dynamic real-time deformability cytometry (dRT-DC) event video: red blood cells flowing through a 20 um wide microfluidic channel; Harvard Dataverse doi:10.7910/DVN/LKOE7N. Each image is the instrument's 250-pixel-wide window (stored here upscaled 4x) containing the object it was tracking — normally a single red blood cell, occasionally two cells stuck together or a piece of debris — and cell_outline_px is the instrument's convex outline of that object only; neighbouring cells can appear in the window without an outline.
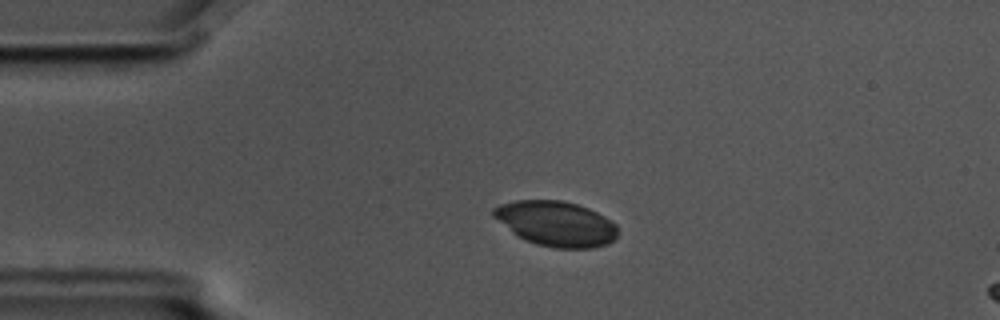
{"species": "common noctule bat (a hibernating species)", "species_latin": "Nyctalus noctula", "temperature_condition": "cold", "stored_images_in_passage": 5, "camera_frame_rate_fps": 3000, "um_per_image_px": 0.085, "animal": {"sex": "male", "body_mass_g": 17.5, "forearm_length_mm": 52.3}, "frame": {"image": 1, "passage_image": 3, "time_ms": 0.667, "image_size_px": [1000, 320], "cell_outline_px": [[616, 240], [608, 244], [592, 248], [552, 248], [536, 244], [524, 240], [516, 236], [492, 216], [492, 208], [500, 204], [516, 200], [564, 200], [588, 208], [604, 216], [616, 224]], "centroid_in_image_um": [47.24, 19.01], "position_along_channel_um": 37.8, "area_um2": 32.89}}